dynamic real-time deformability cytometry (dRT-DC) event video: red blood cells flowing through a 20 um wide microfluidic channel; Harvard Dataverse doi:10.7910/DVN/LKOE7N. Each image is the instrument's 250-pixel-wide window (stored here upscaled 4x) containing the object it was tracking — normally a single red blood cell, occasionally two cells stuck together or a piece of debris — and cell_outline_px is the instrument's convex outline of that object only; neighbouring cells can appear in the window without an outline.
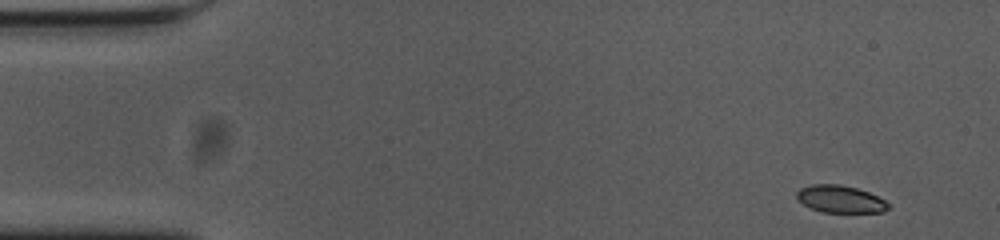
{"species": "common noctule bat (a hibernating species)", "species_latin": "Nyctalus noctula", "temperature_condition": "cold", "stored_images_in_passage": 52, "camera_frame_rate_fps": 3000, "um_per_image_px": 0.085, "animal": {"sex": "female", "body_mass_g": 23.0, "forearm_length_mm": 53.4}, "frame": {"image": 1, "passage_image": 1, "time_ms": 0.0, "image_size_px": [1000, 240], "cell_outline_px": [[892, 204], [884, 212], [820, 212], [796, 200], [796, 192], [800, 188], [812, 184], [840, 184], [856, 188], [868, 192]], "centroid_in_image_um": [71.41, 16.92], "position_along_channel_um": 13.6, "area_um2": 14.62}}
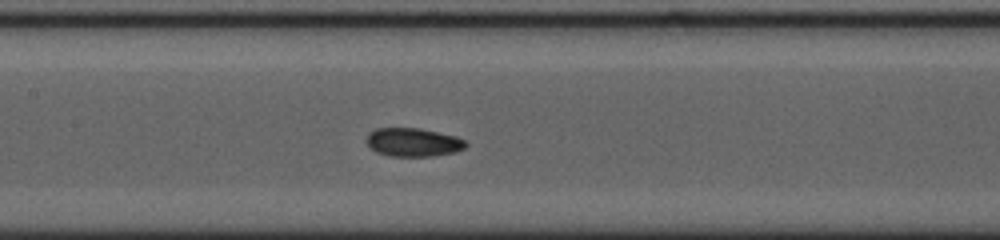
{"frame": {"image": 2, "passage_image": 23, "time_ms": 7.333, "image_size_px": [1000, 240], "cell_outline_px": [[468, 144], [464, 148], [456, 152], [432, 156], [392, 156], [376, 152], [368, 144], [368, 132], [376, 128], [420, 128], [456, 136], [464, 140]], "centroid_in_image_um": [35.14, 12.09], "position_along_channel_um": 172.3, "area_um2": 16.42}}
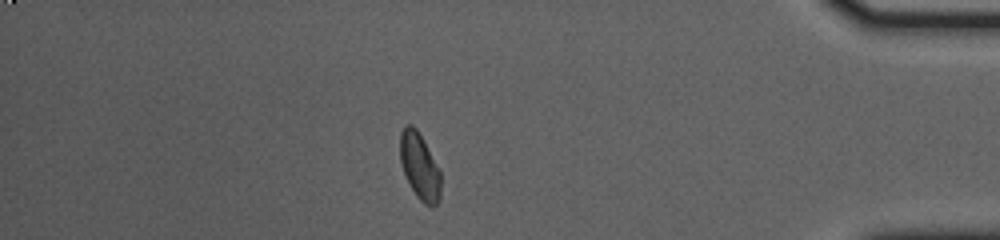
{"frame": {"image": 3, "passage_image": 45, "time_ms": 14.667, "image_size_px": [1000, 240], "cell_outline_px": [[440, 200], [432, 208], [424, 204], [416, 196], [404, 172], [400, 160], [400, 132], [404, 124], [412, 124], [416, 128], [440, 168]], "centroid_in_image_um": [35.68, 14.13], "position_along_channel_um": 399.5, "area_um2": 15.84}, "authors_computed_cell_mechanics": {"area_um2": 15.9528, "velocity_mm_per_s": 3.6677, "shape_relaxation_time_tau1_ms": null, "shape_relaxation_time_tau2_ms": 3.6832, "deformation_change_tau1": null, "deformation_change_tau2": 0.085}}